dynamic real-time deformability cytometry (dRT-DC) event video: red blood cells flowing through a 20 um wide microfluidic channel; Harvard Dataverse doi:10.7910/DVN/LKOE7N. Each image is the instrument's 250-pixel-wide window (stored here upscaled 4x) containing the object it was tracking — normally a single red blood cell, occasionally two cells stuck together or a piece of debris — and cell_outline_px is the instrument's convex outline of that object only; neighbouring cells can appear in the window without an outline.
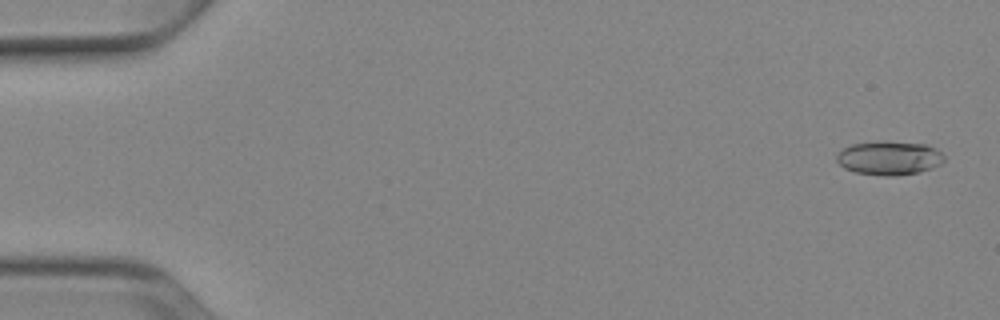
{"species": "Egyptian fruit bat (a non-hibernating species)", "species_latin": "Rousettus aegyptiacus", "temperature_condition": "cold", "stored_images_in_passage": 52, "camera_frame_rate_fps": 3000, "um_per_image_px": 0.085, "animal": {"sex": "female"}, "frame": {"image": 1, "passage_image": 2, "time_ms": 0.333, "image_size_px": [1000, 320], "cell_outline_px": [[944, 160], [940, 164], [932, 168], [920, 172], [896, 176], [884, 176], [856, 172], [844, 168], [836, 160], [836, 156], [844, 148], [852, 144], [880, 140], [928, 144], [936, 148], [944, 156]], "centroid_in_image_um": [75.6, 13.42], "position_along_channel_um": 9.4, "area_um2": 21.44}}
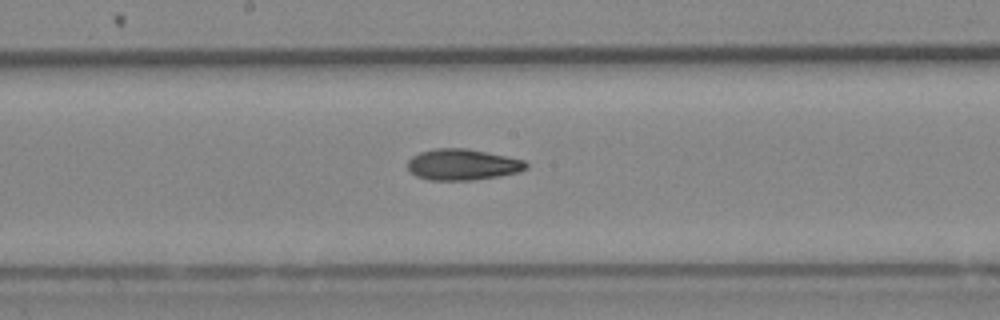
{"frame": {"image": 2, "passage_image": 28, "time_ms": 9.0, "image_size_px": [1000, 320], "cell_outline_px": [[528, 168], [520, 172], [500, 176], [472, 180], [428, 180], [416, 176], [408, 168], [408, 160], [412, 156], [420, 152], [432, 148], [468, 148], [524, 160], [528, 164]], "centroid_in_image_um": [39.32, 13.99], "position_along_channel_um": 208.9, "area_um2": 21.62}}
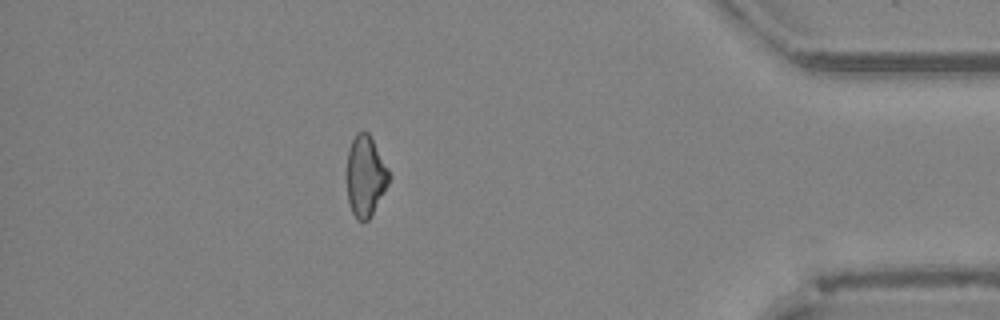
{"frame": {"image": 3, "passage_image": 46, "time_ms": 15.0, "image_size_px": [1000, 320], "cell_outline_px": [[392, 176], [384, 192], [368, 220], [356, 220], [352, 212], [348, 200], [348, 152], [352, 140], [356, 132], [368, 132], [388, 168]], "centroid_in_image_um": [31.08, 14.97], "position_along_channel_um": 404.1, "area_um2": 19.48}, "authors_computed_cell_mechanics": {"area_um2": 20.9236, "velocity_mm_per_s": 3.9316, "shape_relaxation_time_tau1_ms": null, "shape_relaxation_time_tau2_ms": 6.7295, "deformation_change_tau1": null, "deformation_change_tau2": 0.1594}}